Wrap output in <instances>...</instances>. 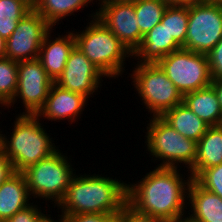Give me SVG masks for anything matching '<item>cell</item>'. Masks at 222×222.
I'll return each instance as SVG.
<instances>
[{"label":"cell","mask_w":222,"mask_h":222,"mask_svg":"<svg viewBox=\"0 0 222 222\" xmlns=\"http://www.w3.org/2000/svg\"><path fill=\"white\" fill-rule=\"evenodd\" d=\"M31 10L23 0H0V36L6 41Z\"/></svg>","instance_id":"obj_23"},{"label":"cell","mask_w":222,"mask_h":222,"mask_svg":"<svg viewBox=\"0 0 222 222\" xmlns=\"http://www.w3.org/2000/svg\"><path fill=\"white\" fill-rule=\"evenodd\" d=\"M161 117L182 136L195 142H198L210 127L183 103L166 111Z\"/></svg>","instance_id":"obj_21"},{"label":"cell","mask_w":222,"mask_h":222,"mask_svg":"<svg viewBox=\"0 0 222 222\" xmlns=\"http://www.w3.org/2000/svg\"><path fill=\"white\" fill-rule=\"evenodd\" d=\"M187 201L192 214L185 218L190 222H222V198L205 190L194 179L188 186Z\"/></svg>","instance_id":"obj_16"},{"label":"cell","mask_w":222,"mask_h":222,"mask_svg":"<svg viewBox=\"0 0 222 222\" xmlns=\"http://www.w3.org/2000/svg\"><path fill=\"white\" fill-rule=\"evenodd\" d=\"M16 173L10 159L5 155L0 157V186Z\"/></svg>","instance_id":"obj_32"},{"label":"cell","mask_w":222,"mask_h":222,"mask_svg":"<svg viewBox=\"0 0 222 222\" xmlns=\"http://www.w3.org/2000/svg\"><path fill=\"white\" fill-rule=\"evenodd\" d=\"M212 79L222 78V39L207 54Z\"/></svg>","instance_id":"obj_29"},{"label":"cell","mask_w":222,"mask_h":222,"mask_svg":"<svg viewBox=\"0 0 222 222\" xmlns=\"http://www.w3.org/2000/svg\"><path fill=\"white\" fill-rule=\"evenodd\" d=\"M32 204L16 212L5 222H38L45 214L41 213L42 210L37 205L33 206Z\"/></svg>","instance_id":"obj_31"},{"label":"cell","mask_w":222,"mask_h":222,"mask_svg":"<svg viewBox=\"0 0 222 222\" xmlns=\"http://www.w3.org/2000/svg\"><path fill=\"white\" fill-rule=\"evenodd\" d=\"M178 222H190V221L185 218V219L178 221Z\"/></svg>","instance_id":"obj_41"},{"label":"cell","mask_w":222,"mask_h":222,"mask_svg":"<svg viewBox=\"0 0 222 222\" xmlns=\"http://www.w3.org/2000/svg\"><path fill=\"white\" fill-rule=\"evenodd\" d=\"M127 204V184L118 179L94 175H76L57 207L61 215L118 214Z\"/></svg>","instance_id":"obj_2"},{"label":"cell","mask_w":222,"mask_h":222,"mask_svg":"<svg viewBox=\"0 0 222 222\" xmlns=\"http://www.w3.org/2000/svg\"><path fill=\"white\" fill-rule=\"evenodd\" d=\"M92 21L82 32H74L76 46L108 78L118 77L125 71L126 57H133L127 47L97 18L89 14Z\"/></svg>","instance_id":"obj_4"},{"label":"cell","mask_w":222,"mask_h":222,"mask_svg":"<svg viewBox=\"0 0 222 222\" xmlns=\"http://www.w3.org/2000/svg\"><path fill=\"white\" fill-rule=\"evenodd\" d=\"M28 6H30L32 9L35 8V6L39 3L40 0H23Z\"/></svg>","instance_id":"obj_39"},{"label":"cell","mask_w":222,"mask_h":222,"mask_svg":"<svg viewBox=\"0 0 222 222\" xmlns=\"http://www.w3.org/2000/svg\"><path fill=\"white\" fill-rule=\"evenodd\" d=\"M47 214H45L38 222H63V217L60 215L59 217H60V219L57 221H55L54 219H52L51 217H50V214L49 215H47Z\"/></svg>","instance_id":"obj_36"},{"label":"cell","mask_w":222,"mask_h":222,"mask_svg":"<svg viewBox=\"0 0 222 222\" xmlns=\"http://www.w3.org/2000/svg\"><path fill=\"white\" fill-rule=\"evenodd\" d=\"M145 144L148 152L162 163L157 167L179 168L180 163L189 171L195 162L197 142L178 133L161 116L149 119Z\"/></svg>","instance_id":"obj_5"},{"label":"cell","mask_w":222,"mask_h":222,"mask_svg":"<svg viewBox=\"0 0 222 222\" xmlns=\"http://www.w3.org/2000/svg\"><path fill=\"white\" fill-rule=\"evenodd\" d=\"M51 29L44 37L39 50L38 60L46 70L47 75L55 82L63 73L67 59L73 48L76 46L74 31L66 32L67 35L58 34L54 40H51Z\"/></svg>","instance_id":"obj_15"},{"label":"cell","mask_w":222,"mask_h":222,"mask_svg":"<svg viewBox=\"0 0 222 222\" xmlns=\"http://www.w3.org/2000/svg\"><path fill=\"white\" fill-rule=\"evenodd\" d=\"M96 18L103 23L133 54L140 46V32L134 3H99Z\"/></svg>","instance_id":"obj_12"},{"label":"cell","mask_w":222,"mask_h":222,"mask_svg":"<svg viewBox=\"0 0 222 222\" xmlns=\"http://www.w3.org/2000/svg\"><path fill=\"white\" fill-rule=\"evenodd\" d=\"M188 25L183 49L207 55L222 39V6L210 0L188 5Z\"/></svg>","instance_id":"obj_8"},{"label":"cell","mask_w":222,"mask_h":222,"mask_svg":"<svg viewBox=\"0 0 222 222\" xmlns=\"http://www.w3.org/2000/svg\"><path fill=\"white\" fill-rule=\"evenodd\" d=\"M30 194L23 173L16 172L0 186V222H5L16 212L26 208Z\"/></svg>","instance_id":"obj_18"},{"label":"cell","mask_w":222,"mask_h":222,"mask_svg":"<svg viewBox=\"0 0 222 222\" xmlns=\"http://www.w3.org/2000/svg\"><path fill=\"white\" fill-rule=\"evenodd\" d=\"M68 157L58 149L50 157L25 169L24 174L30 197L54 201L58 205L75 176Z\"/></svg>","instance_id":"obj_6"},{"label":"cell","mask_w":222,"mask_h":222,"mask_svg":"<svg viewBox=\"0 0 222 222\" xmlns=\"http://www.w3.org/2000/svg\"><path fill=\"white\" fill-rule=\"evenodd\" d=\"M188 19V5H168L161 19L170 37H173L182 47L185 44Z\"/></svg>","instance_id":"obj_25"},{"label":"cell","mask_w":222,"mask_h":222,"mask_svg":"<svg viewBox=\"0 0 222 222\" xmlns=\"http://www.w3.org/2000/svg\"><path fill=\"white\" fill-rule=\"evenodd\" d=\"M179 171L178 168L154 167L140 182L127 184V203L136 211L165 222L185 219L184 209L189 207L185 204L187 190L192 178L184 180Z\"/></svg>","instance_id":"obj_1"},{"label":"cell","mask_w":222,"mask_h":222,"mask_svg":"<svg viewBox=\"0 0 222 222\" xmlns=\"http://www.w3.org/2000/svg\"><path fill=\"white\" fill-rule=\"evenodd\" d=\"M194 180L205 190L222 198V163L204 169Z\"/></svg>","instance_id":"obj_27"},{"label":"cell","mask_w":222,"mask_h":222,"mask_svg":"<svg viewBox=\"0 0 222 222\" xmlns=\"http://www.w3.org/2000/svg\"><path fill=\"white\" fill-rule=\"evenodd\" d=\"M6 56V41L0 36V58Z\"/></svg>","instance_id":"obj_35"},{"label":"cell","mask_w":222,"mask_h":222,"mask_svg":"<svg viewBox=\"0 0 222 222\" xmlns=\"http://www.w3.org/2000/svg\"><path fill=\"white\" fill-rule=\"evenodd\" d=\"M134 68V88L153 117L182 103L183 96L157 63H137Z\"/></svg>","instance_id":"obj_7"},{"label":"cell","mask_w":222,"mask_h":222,"mask_svg":"<svg viewBox=\"0 0 222 222\" xmlns=\"http://www.w3.org/2000/svg\"><path fill=\"white\" fill-rule=\"evenodd\" d=\"M2 133V131H0ZM0 133V157L5 156L4 136Z\"/></svg>","instance_id":"obj_37"},{"label":"cell","mask_w":222,"mask_h":222,"mask_svg":"<svg viewBox=\"0 0 222 222\" xmlns=\"http://www.w3.org/2000/svg\"><path fill=\"white\" fill-rule=\"evenodd\" d=\"M181 48L160 22L143 36L140 46L133 53V59L138 57V63H158L166 55Z\"/></svg>","instance_id":"obj_17"},{"label":"cell","mask_w":222,"mask_h":222,"mask_svg":"<svg viewBox=\"0 0 222 222\" xmlns=\"http://www.w3.org/2000/svg\"><path fill=\"white\" fill-rule=\"evenodd\" d=\"M53 83L38 59L19 61L17 91L6 108L21 98L25 108L22 114H37L44 106Z\"/></svg>","instance_id":"obj_11"},{"label":"cell","mask_w":222,"mask_h":222,"mask_svg":"<svg viewBox=\"0 0 222 222\" xmlns=\"http://www.w3.org/2000/svg\"><path fill=\"white\" fill-rule=\"evenodd\" d=\"M169 6H176V5H189L195 1H202V0H163Z\"/></svg>","instance_id":"obj_34"},{"label":"cell","mask_w":222,"mask_h":222,"mask_svg":"<svg viewBox=\"0 0 222 222\" xmlns=\"http://www.w3.org/2000/svg\"><path fill=\"white\" fill-rule=\"evenodd\" d=\"M117 222H165L151 215L136 211L128 203L117 214Z\"/></svg>","instance_id":"obj_28"},{"label":"cell","mask_w":222,"mask_h":222,"mask_svg":"<svg viewBox=\"0 0 222 222\" xmlns=\"http://www.w3.org/2000/svg\"><path fill=\"white\" fill-rule=\"evenodd\" d=\"M53 27L34 9L18 21L6 40V56L14 61L38 59L45 35Z\"/></svg>","instance_id":"obj_10"},{"label":"cell","mask_w":222,"mask_h":222,"mask_svg":"<svg viewBox=\"0 0 222 222\" xmlns=\"http://www.w3.org/2000/svg\"><path fill=\"white\" fill-rule=\"evenodd\" d=\"M210 1L213 2V3H217L220 6H222V0H210Z\"/></svg>","instance_id":"obj_40"},{"label":"cell","mask_w":222,"mask_h":222,"mask_svg":"<svg viewBox=\"0 0 222 222\" xmlns=\"http://www.w3.org/2000/svg\"><path fill=\"white\" fill-rule=\"evenodd\" d=\"M221 163L222 127L211 126L197 142L196 159L188 173L192 179H195L204 169Z\"/></svg>","instance_id":"obj_19"},{"label":"cell","mask_w":222,"mask_h":222,"mask_svg":"<svg viewBox=\"0 0 222 222\" xmlns=\"http://www.w3.org/2000/svg\"><path fill=\"white\" fill-rule=\"evenodd\" d=\"M87 100L82 94L65 90L53 83L44 106L36 115L39 118L43 117L49 121L58 120V122L66 118L69 122L71 120L72 123L78 117L81 118Z\"/></svg>","instance_id":"obj_14"},{"label":"cell","mask_w":222,"mask_h":222,"mask_svg":"<svg viewBox=\"0 0 222 222\" xmlns=\"http://www.w3.org/2000/svg\"><path fill=\"white\" fill-rule=\"evenodd\" d=\"M93 0H40L34 10L39 13L52 27L66 16L73 15Z\"/></svg>","instance_id":"obj_22"},{"label":"cell","mask_w":222,"mask_h":222,"mask_svg":"<svg viewBox=\"0 0 222 222\" xmlns=\"http://www.w3.org/2000/svg\"><path fill=\"white\" fill-rule=\"evenodd\" d=\"M167 6L163 0H138L134 2L136 19L143 35L161 22Z\"/></svg>","instance_id":"obj_24"},{"label":"cell","mask_w":222,"mask_h":222,"mask_svg":"<svg viewBox=\"0 0 222 222\" xmlns=\"http://www.w3.org/2000/svg\"><path fill=\"white\" fill-rule=\"evenodd\" d=\"M63 222H117V214H76L61 215Z\"/></svg>","instance_id":"obj_30"},{"label":"cell","mask_w":222,"mask_h":222,"mask_svg":"<svg viewBox=\"0 0 222 222\" xmlns=\"http://www.w3.org/2000/svg\"><path fill=\"white\" fill-rule=\"evenodd\" d=\"M100 3H114V2H125V3H134L138 0H98Z\"/></svg>","instance_id":"obj_38"},{"label":"cell","mask_w":222,"mask_h":222,"mask_svg":"<svg viewBox=\"0 0 222 222\" xmlns=\"http://www.w3.org/2000/svg\"><path fill=\"white\" fill-rule=\"evenodd\" d=\"M41 125L36 114L20 113L14 121L11 137L7 139V136H4L5 155L10 159L16 172L22 173L58 150L46 128Z\"/></svg>","instance_id":"obj_3"},{"label":"cell","mask_w":222,"mask_h":222,"mask_svg":"<svg viewBox=\"0 0 222 222\" xmlns=\"http://www.w3.org/2000/svg\"><path fill=\"white\" fill-rule=\"evenodd\" d=\"M211 86L214 88V90L217 94L219 105L222 110V78L221 79H212Z\"/></svg>","instance_id":"obj_33"},{"label":"cell","mask_w":222,"mask_h":222,"mask_svg":"<svg viewBox=\"0 0 222 222\" xmlns=\"http://www.w3.org/2000/svg\"><path fill=\"white\" fill-rule=\"evenodd\" d=\"M103 77L106 78L101 70L75 46L67 59L63 73L54 83L88 99L102 86L100 83Z\"/></svg>","instance_id":"obj_13"},{"label":"cell","mask_w":222,"mask_h":222,"mask_svg":"<svg viewBox=\"0 0 222 222\" xmlns=\"http://www.w3.org/2000/svg\"><path fill=\"white\" fill-rule=\"evenodd\" d=\"M183 96L211 85L208 57L186 49H179L157 63Z\"/></svg>","instance_id":"obj_9"},{"label":"cell","mask_w":222,"mask_h":222,"mask_svg":"<svg viewBox=\"0 0 222 222\" xmlns=\"http://www.w3.org/2000/svg\"><path fill=\"white\" fill-rule=\"evenodd\" d=\"M18 87V62L0 58V104L5 108L13 99Z\"/></svg>","instance_id":"obj_26"},{"label":"cell","mask_w":222,"mask_h":222,"mask_svg":"<svg viewBox=\"0 0 222 222\" xmlns=\"http://www.w3.org/2000/svg\"><path fill=\"white\" fill-rule=\"evenodd\" d=\"M182 103L210 127L220 126L222 121V110L219 105L217 94L211 85L184 94Z\"/></svg>","instance_id":"obj_20"}]
</instances>
